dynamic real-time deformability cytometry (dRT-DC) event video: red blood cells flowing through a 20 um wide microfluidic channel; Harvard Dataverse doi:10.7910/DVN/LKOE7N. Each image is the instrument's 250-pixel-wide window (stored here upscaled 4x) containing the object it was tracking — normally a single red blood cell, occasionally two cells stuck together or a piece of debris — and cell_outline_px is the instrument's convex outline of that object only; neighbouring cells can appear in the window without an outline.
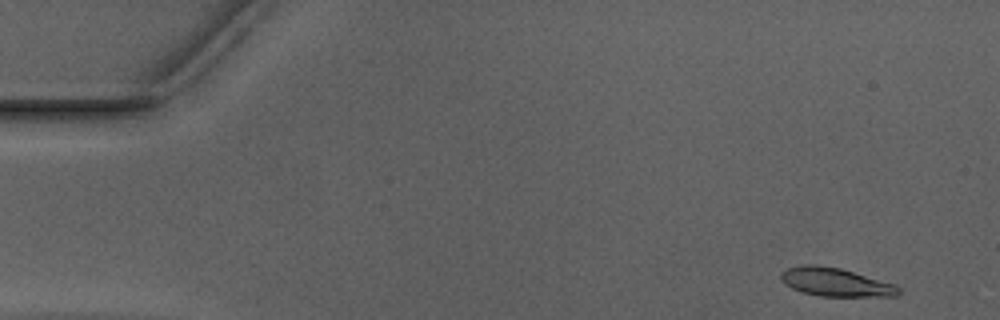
{"species": "Egyptian fruit bat (a non-hibernating species)", "species_latin": "Rousettus aegyptiacus", "temperature_condition": "warm", "stored_images_in_passage": 42, "camera_frame_rate_fps": 3000, "um_per_image_px": 0.085, "animal": {"sex": "male"}, "frame": {"image": 1, "passage_image": 1, "time_ms": 0.0, "image_size_px": [1000, 320], "cell_outline_px": [[900, 292], [896, 296], [820, 296], [800, 292], [784, 284], [780, 280], [780, 272], [788, 268], [804, 264], [816, 264], [840, 268], [896, 284], [900, 288]], "centroid_in_image_um": [70.99, 23.98], "position_along_channel_um": 14.0, "area_um2": 19.65}}
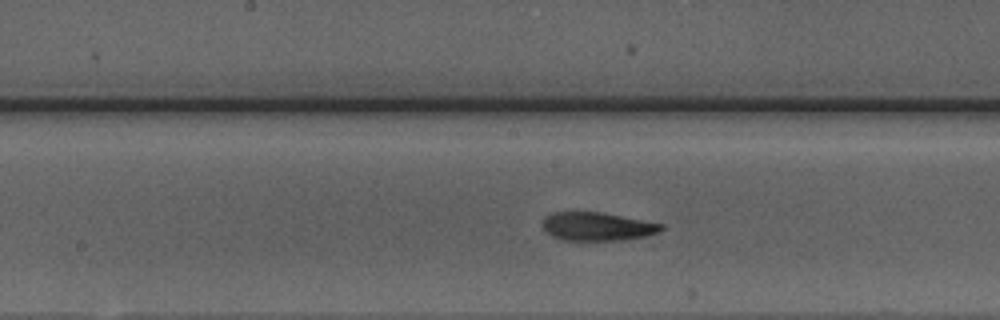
{"frame": {"image": 2, "passage_image": 24, "time_ms": 7.667, "image_size_px": [1000, 320], "cell_outline_px": [[664, 228], [660, 232], [644, 236], [624, 240], [560, 240], [552, 236], [544, 228], [544, 216], [552, 212], [600, 212], [664, 224]], "centroid_in_image_um": [50.78, 19.25], "position_along_channel_um": 197.4, "area_um2": 19.54}}
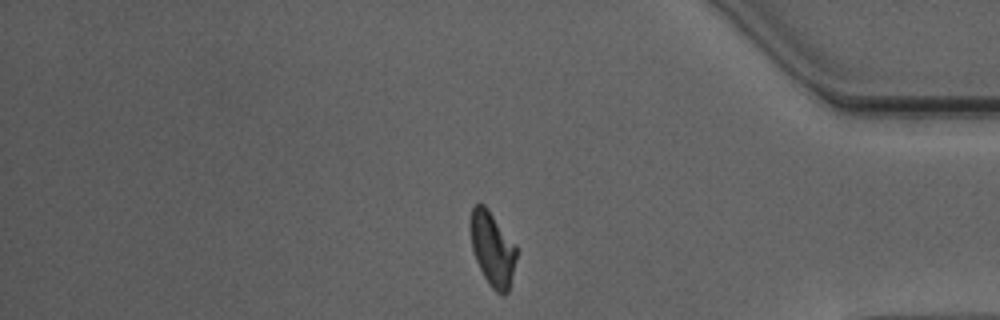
{"frame": {"image": 3, "passage_image": 41, "time_ms": 13.333, "image_size_px": [1000, 320], "cell_outline_px": [[516, 256], [508, 292], [504, 296], [496, 292], [488, 284], [476, 260], [472, 248], [468, 228], [468, 220], [472, 208], [476, 204], [484, 204], [488, 208], [516, 244]], "centroid_in_image_um": [41.82, 21.11], "position_along_channel_um": 393.4, "area_um2": 20.17}}